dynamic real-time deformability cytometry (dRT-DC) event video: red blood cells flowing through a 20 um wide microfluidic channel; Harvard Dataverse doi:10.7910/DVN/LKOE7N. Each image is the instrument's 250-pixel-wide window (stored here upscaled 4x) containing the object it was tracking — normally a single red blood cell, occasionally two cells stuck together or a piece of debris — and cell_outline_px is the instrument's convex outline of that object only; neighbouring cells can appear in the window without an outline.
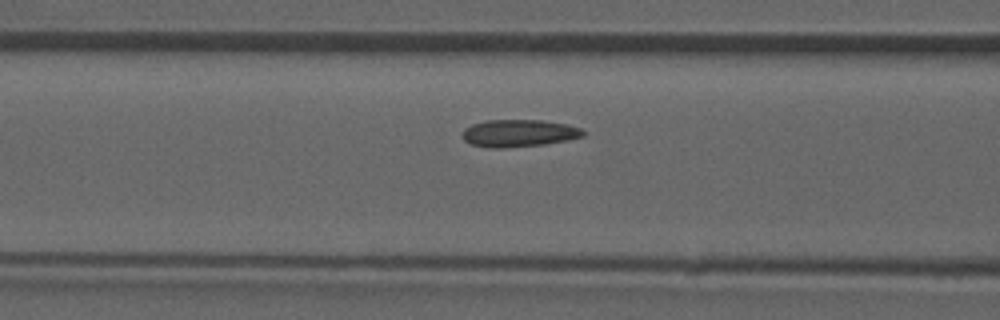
{"species": "common noctule bat (a hibernating species)", "species_latin": "Nyctalus noctula", "temperature_condition": "room temperature", "stored_images_in_passage": 27, "camera_frame_rate_fps": 3000, "um_per_image_px": 0.085, "animal": {"sex": "male", "forearm_length_mm": 52.5}, "frame": {"image": 1, "passage_image": 12, "time_ms": 3.667, "image_size_px": [1000, 320], "cell_outline_px": [[584, 136], [568, 140], [544, 144], [504, 148], [488, 148], [472, 144], [464, 140], [464, 128], [472, 124], [488, 120], [540, 120], [568, 124], [580, 128], [584, 132]], "centroid_in_image_um": [44.11, 11.32], "position_along_channel_um": 122.5, "area_um2": 19.13}}